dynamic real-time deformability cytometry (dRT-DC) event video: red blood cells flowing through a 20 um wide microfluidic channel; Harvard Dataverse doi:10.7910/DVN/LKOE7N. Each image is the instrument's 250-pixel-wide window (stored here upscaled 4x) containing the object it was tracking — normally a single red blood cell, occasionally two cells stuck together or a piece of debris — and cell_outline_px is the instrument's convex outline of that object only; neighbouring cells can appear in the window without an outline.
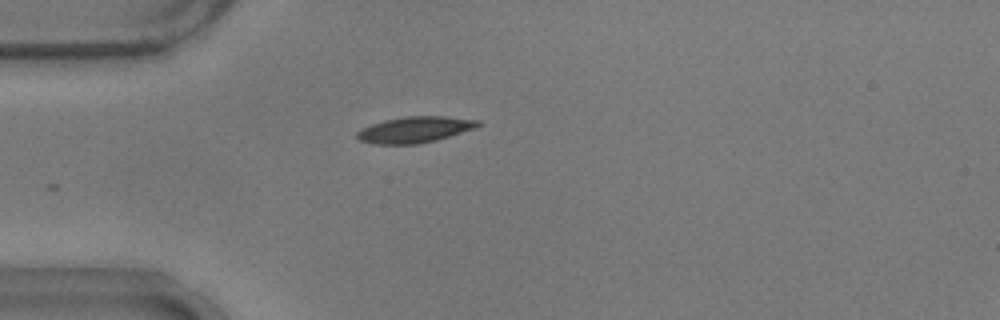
{"species": "common noctule bat (a hibernating species)", "species_latin": "Nyctalus noctula", "temperature_condition": "warm", "stored_images_in_passage": 7, "camera_frame_rate_fps": 3000, "um_per_image_px": 0.085, "animal": {"sex": "male", "body_mass_g": 17.9}, "frame": {"image": 1, "passage_image": 1, "time_ms": 0.0, "image_size_px": [1000, 320], "cell_outline_px": [[480, 124], [476, 128], [436, 140], [416, 144], [376, 144], [360, 140], [356, 136], [356, 132], [360, 128], [384, 120], [404, 116], [444, 116], [480, 120]], "centroid_in_image_um": [35.25, 11.01], "position_along_channel_um": 49.7, "area_um2": 18.38}}